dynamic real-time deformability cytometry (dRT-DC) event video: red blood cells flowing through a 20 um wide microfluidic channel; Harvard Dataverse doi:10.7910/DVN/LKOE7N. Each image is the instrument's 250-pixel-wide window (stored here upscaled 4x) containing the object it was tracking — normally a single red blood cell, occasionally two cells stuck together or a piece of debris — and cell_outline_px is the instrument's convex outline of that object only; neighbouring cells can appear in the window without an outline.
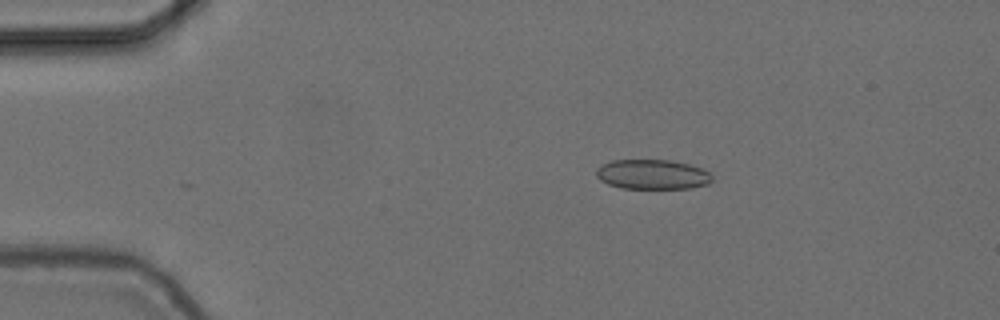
{"species": "common noctule bat (a hibernating species)", "species_latin": "Nyctalus noctula", "temperature_condition": "cold", "stored_images_in_passage": 55, "camera_frame_rate_fps": 3000, "um_per_image_px": 0.085, "animal": {"sex": "female", "body_mass_g": 24.6, "forearm_length_mm": 56.2}, "frame": {"image": 1, "passage_image": 10, "time_ms": 3.0, "image_size_px": [1000, 320], "cell_outline_px": [[712, 180], [708, 184], [692, 188], [620, 188], [608, 184], [600, 180], [596, 176], [596, 168], [612, 160], [672, 160], [688, 164], [700, 168], [708, 172], [712, 176]], "centroid_in_image_um": [55.44, 14.83], "position_along_channel_um": 29.6, "area_um2": 20.06}}
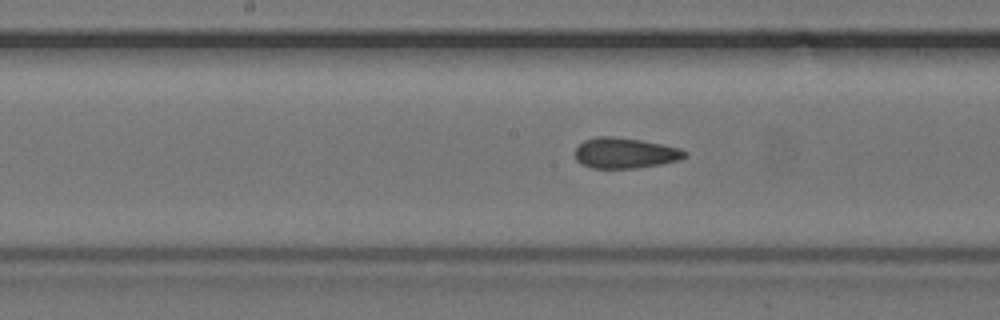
{"frame": {"image": 2, "passage_image": 28, "time_ms": 9.0, "image_size_px": [1000, 320], "cell_outline_px": [[688, 156], [680, 160], [660, 164], [636, 168], [592, 168], [576, 160], [576, 148], [584, 140], [596, 136], [612, 136], [640, 140], [680, 148], [688, 152]], "centroid_in_image_um": [53.15, 13.0], "position_along_channel_um": 195.0, "area_um2": 19.48}}
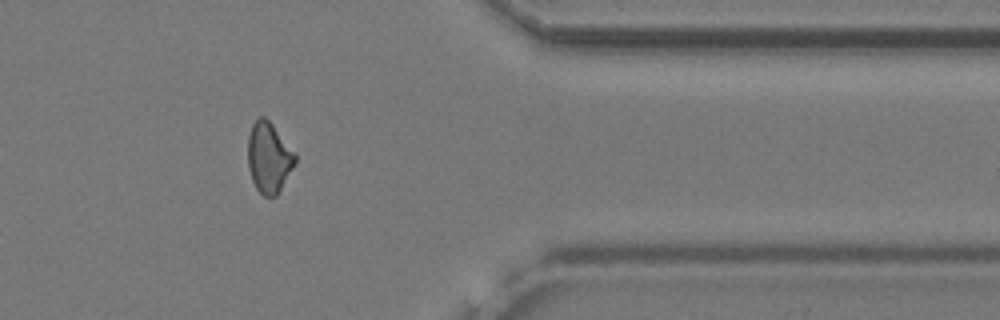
{"frame": {"image": 3, "passage_image": 45, "time_ms": 14.667, "image_size_px": [1000, 320], "cell_outline_px": [[296, 164], [276, 196], [264, 196], [256, 188], [252, 180], [248, 168], [248, 136], [252, 124], [260, 116], [264, 116], [272, 124], [296, 156]], "centroid_in_image_um": [22.84, 13.41], "position_along_channel_um": 388.6, "area_um2": 19.19}, "authors_computed_cell_mechanics": {"area_um2": 19.5942, "velocity_mm_per_s": 3.7293, "shape_relaxation_time_tau1_ms": 9.6139, "shape_relaxation_time_tau2_ms": 1.87, "deformation_change_tau1": 0.1213, "deformation_change_tau2": 0.0815}}